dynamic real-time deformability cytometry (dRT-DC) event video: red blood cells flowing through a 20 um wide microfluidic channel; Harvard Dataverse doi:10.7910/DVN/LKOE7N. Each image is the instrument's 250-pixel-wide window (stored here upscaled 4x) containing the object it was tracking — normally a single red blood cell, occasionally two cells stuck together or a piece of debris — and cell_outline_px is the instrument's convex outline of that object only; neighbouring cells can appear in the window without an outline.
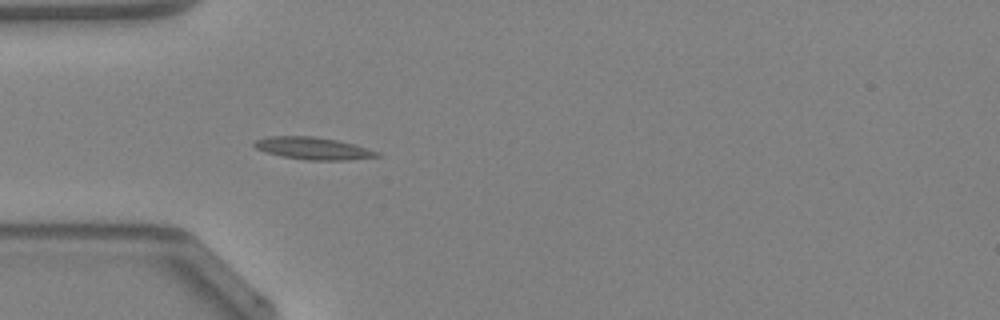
{"species": "Egyptian fruit bat (a non-hibernating species)", "species_latin": "Rousettus aegyptiacus", "temperature_condition": "warm", "stored_images_in_passage": 21, "camera_frame_rate_fps": 3000, "um_per_image_px": 0.085, "animal": {"sex": "female"}, "frame": {"image": 1, "passage_image": 15, "time_ms": 4.667, "image_size_px": [1000, 320], "cell_outline_px": [[380, 156], [348, 160], [308, 160], [280, 156], [256, 148], [252, 144], [256, 140], [268, 136], [312, 136], [336, 140], [356, 144], [380, 152]], "centroid_in_image_um": [26.64, 12.61], "position_along_channel_um": 58.4, "area_um2": 15.9}}